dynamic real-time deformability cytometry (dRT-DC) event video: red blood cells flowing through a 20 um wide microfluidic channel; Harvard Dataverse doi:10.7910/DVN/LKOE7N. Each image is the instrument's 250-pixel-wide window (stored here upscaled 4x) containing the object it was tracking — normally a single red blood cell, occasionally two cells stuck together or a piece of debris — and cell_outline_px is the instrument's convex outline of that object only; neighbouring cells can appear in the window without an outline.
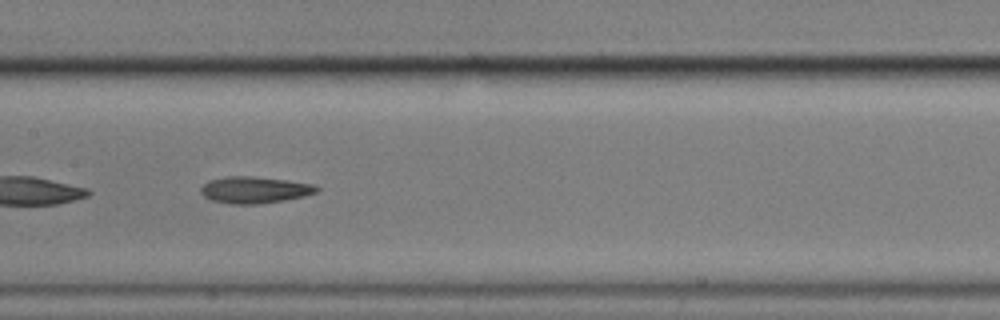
{"species": "common noctule bat (a hibernating species)", "species_latin": "Nyctalus noctula", "temperature_condition": "cold", "stored_images_in_passage": 55, "segment_of_instrument_passage": [2, 2], "camera_frame_rate_fps": 3000, "um_per_image_px": 0.085, "animal": {"sex": "male", "body_mass_g": 17.9}, "frame": {"image": 1, "passage_image": 28, "time_ms": 9.0, "image_size_px": [1000, 320], "cell_outline_px": [[320, 188], [316, 192], [304, 196], [284, 200], [260, 204], [232, 204], [212, 200], [204, 196], [200, 192], [200, 188], [208, 180], [228, 176], [252, 176], [316, 184]], "centroid_in_image_um": [21.64, 16.14], "position_along_channel_um": 185.8, "area_um2": 17.98}}
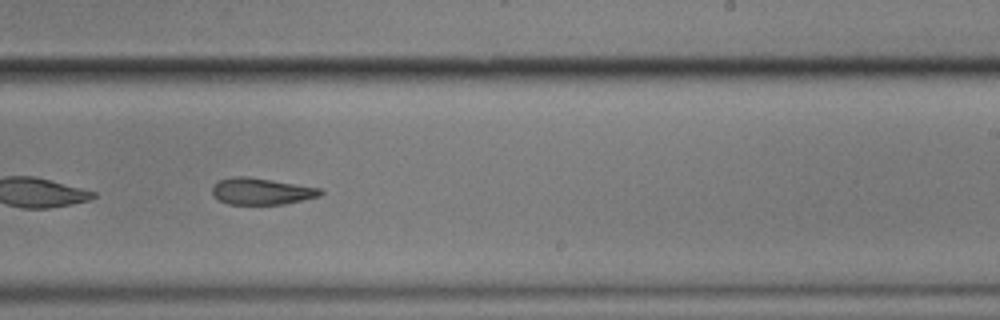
{"frame": {"image": 2, "passage_image": 35, "time_ms": 11.333, "image_size_px": [1000, 320], "cell_outline_px": [[324, 192], [320, 196], [284, 204], [228, 204], [212, 196], [212, 184], [220, 180], [236, 176], [248, 176], [320, 188]], "centroid_in_image_um": [22.2, 16.26], "position_along_channel_um": 266.8, "area_um2": 16.76}}
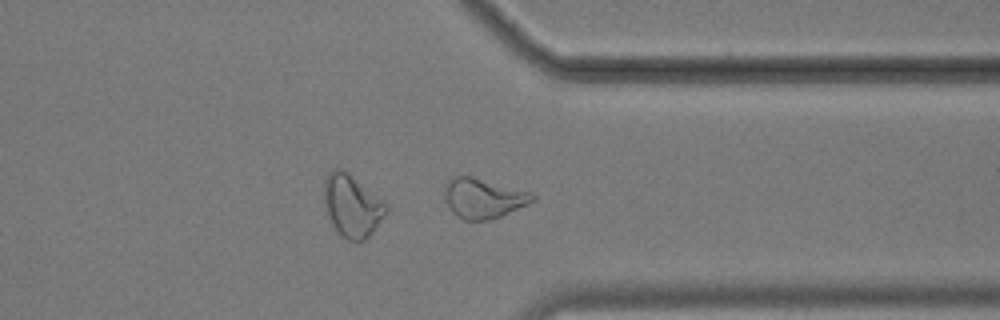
{"frame": {"image": 3, "passage_image": 44, "time_ms": 14.333, "image_size_px": [1000, 320], "cell_outline_px": [[536, 200], [528, 204], [500, 216], [488, 220], [464, 220], [456, 216], [452, 212], [444, 200], [444, 184], [452, 176], [472, 176], [532, 192], [536, 196]], "centroid_in_image_um": [41.06, 16.84], "position_along_channel_um": 370.3, "area_um2": 20.69}}